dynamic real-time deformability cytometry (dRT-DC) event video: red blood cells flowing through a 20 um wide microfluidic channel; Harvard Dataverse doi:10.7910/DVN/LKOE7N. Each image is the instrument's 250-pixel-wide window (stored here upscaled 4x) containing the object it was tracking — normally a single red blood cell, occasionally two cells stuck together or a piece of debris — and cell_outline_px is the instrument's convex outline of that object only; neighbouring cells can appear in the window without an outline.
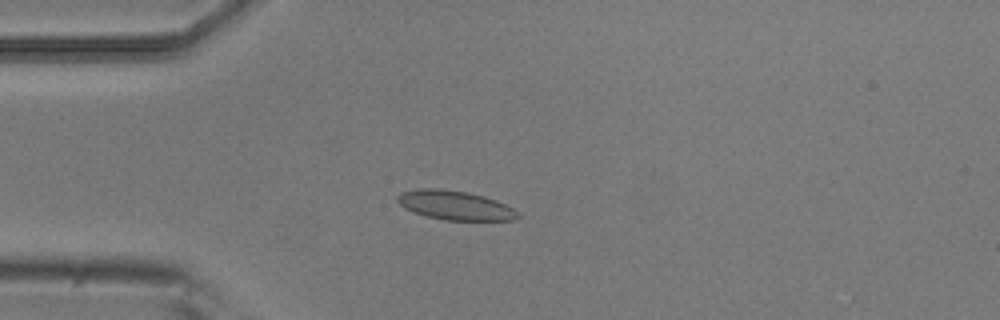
{"species": "common noctule bat (a hibernating species)", "species_latin": "Nyctalus noctula", "temperature_condition": "room temperature", "stored_images_in_passage": 7, "camera_frame_rate_fps": 3000, "um_per_image_px": 0.085, "animal": {"sex": "male", "body_mass_g": 20.5, "forearm_length_mm": 52.5}, "frame": {"image": 1, "passage_image": 4, "time_ms": 1.0, "image_size_px": [1000, 320], "cell_outline_px": [[520, 216], [516, 220], [444, 220], [428, 216], [404, 208], [396, 200], [396, 196], [400, 192], [416, 188], [440, 188], [468, 192], [484, 196], [496, 200], [512, 208]], "centroid_in_image_um": [38.64, 17.43], "position_along_channel_um": 46.4, "area_um2": 20.46}}
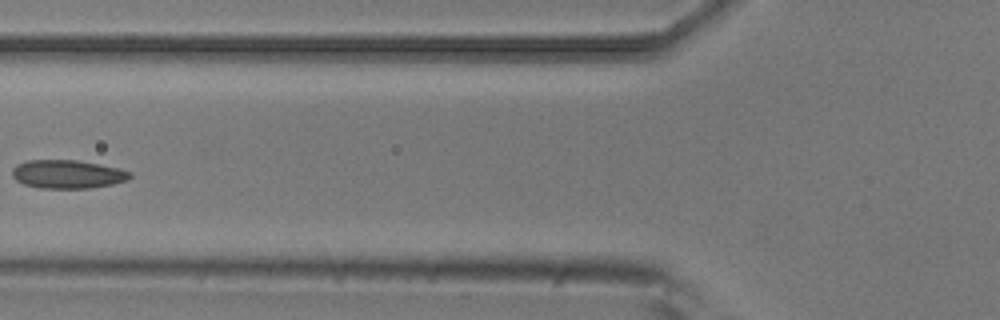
{"frame": {"image": 2, "passage_image": 6, "time_ms": 1.667, "image_size_px": [1000, 320], "cell_outline_px": [[132, 176], [128, 180], [112, 184], [92, 188], [40, 188], [24, 184], [16, 180], [12, 176], [12, 168], [16, 164], [28, 160], [76, 160], [100, 164], [120, 168], [132, 172]], "centroid_in_image_um": [5.76, 14.8], "position_along_channel_um": 120.0, "area_um2": 19.71}}
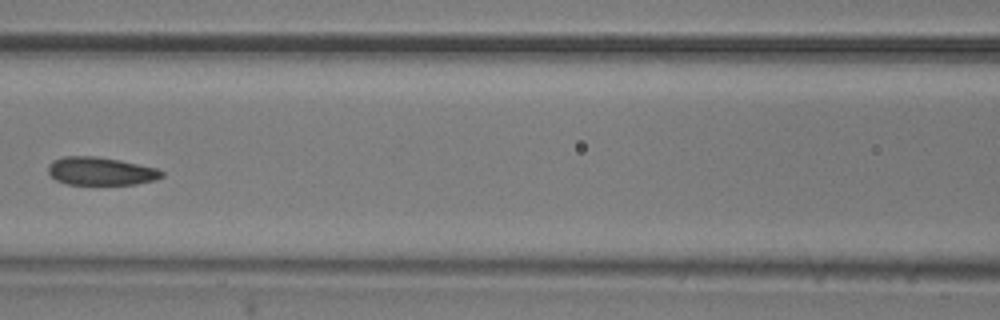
{"frame": {"image": 3, "passage_image": 7, "time_ms": 2.0, "image_size_px": [1000, 320], "cell_outline_px": [[164, 176], [156, 180], [136, 184], [68, 184], [56, 180], [48, 172], [48, 164], [52, 160], [64, 156], [96, 156], [120, 160], [156, 168], [164, 172]], "centroid_in_image_um": [8.56, 14.54], "position_along_channel_um": 158.0, "area_um2": 18.61}}